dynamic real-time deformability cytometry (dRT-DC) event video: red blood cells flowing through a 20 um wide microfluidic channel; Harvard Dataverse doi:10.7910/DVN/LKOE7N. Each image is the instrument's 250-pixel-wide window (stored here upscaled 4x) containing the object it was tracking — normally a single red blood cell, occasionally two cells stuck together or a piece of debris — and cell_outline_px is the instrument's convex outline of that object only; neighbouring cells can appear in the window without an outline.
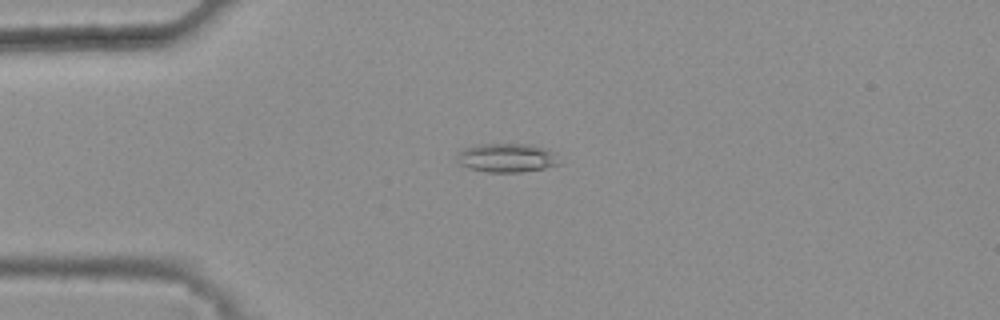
{"species": "common noctule bat (a hibernating species)", "species_latin": "Nyctalus noctula", "temperature_condition": "warm", "stored_images_in_passage": 41, "camera_frame_rate_fps": 3000, "um_per_image_px": 0.085, "animal": {"sex": "female", "body_mass_g": 25.1}, "frame": {"image": 1, "passage_image": 13, "time_ms": 4.0, "image_size_px": [1000, 320], "cell_outline_px": [[564, 164], [524, 172], [488, 172], [468, 168], [460, 164], [460, 152], [464, 148], [476, 144], [528, 144], [544, 148]], "centroid_in_image_um": [43.1, 13.42], "position_along_channel_um": 41.9, "area_um2": 16.94}}
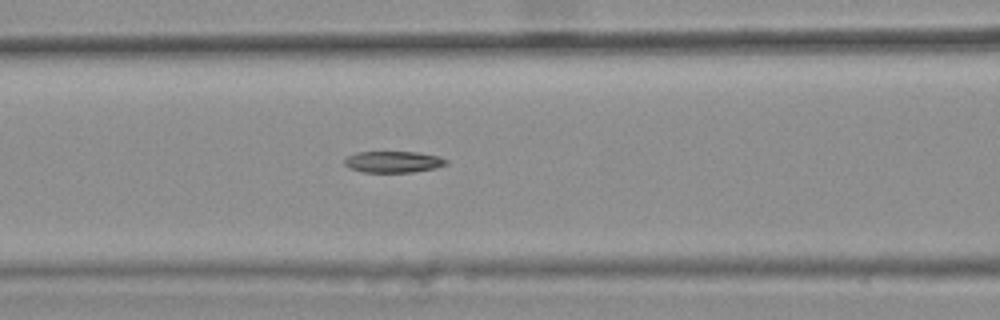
{"frame": {"image": 2, "passage_image": 22, "time_ms": 7.0, "image_size_px": [1000, 320], "cell_outline_px": [[448, 164], [432, 168], [412, 172], [364, 172], [348, 168], [344, 164], [344, 160], [348, 156], [356, 152], [416, 152], [440, 156], [448, 160]], "centroid_in_image_um": [33.42, 13.75], "position_along_channel_um": 133.2, "area_um2": 12.66}}
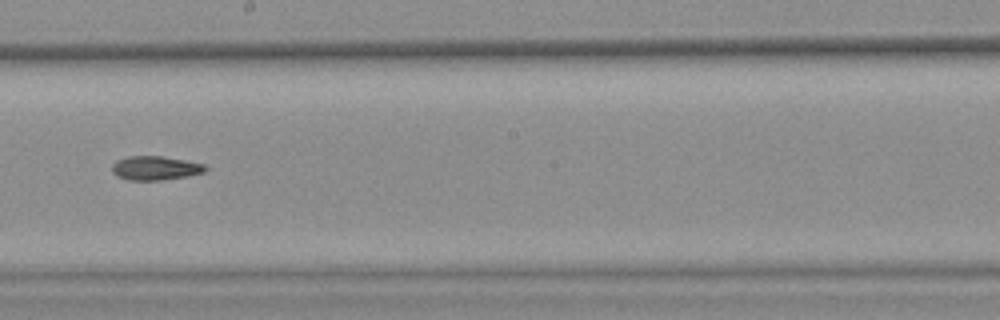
{"frame": {"image": 3, "passage_image": 30, "time_ms": 9.667, "image_size_px": [1000, 320], "cell_outline_px": [[208, 168], [204, 172], [188, 176], [160, 180], [128, 180], [116, 176], [112, 172], [112, 164], [116, 160], [128, 156], [160, 156], [184, 160], [204, 164]], "centroid_in_image_um": [13.17, 14.29], "position_along_channel_um": 235.0, "area_um2": 13.06}, "authors_computed_cell_mechanics": {"area_um2": 13.8142, "velocity_mm_per_s": 3.8211, "shape_relaxation_time_tau1_ms": null, "shape_relaxation_time_tau2_ms": 9.3061, "deformation_change_tau1": null, "deformation_change_tau2": 0.1695}}